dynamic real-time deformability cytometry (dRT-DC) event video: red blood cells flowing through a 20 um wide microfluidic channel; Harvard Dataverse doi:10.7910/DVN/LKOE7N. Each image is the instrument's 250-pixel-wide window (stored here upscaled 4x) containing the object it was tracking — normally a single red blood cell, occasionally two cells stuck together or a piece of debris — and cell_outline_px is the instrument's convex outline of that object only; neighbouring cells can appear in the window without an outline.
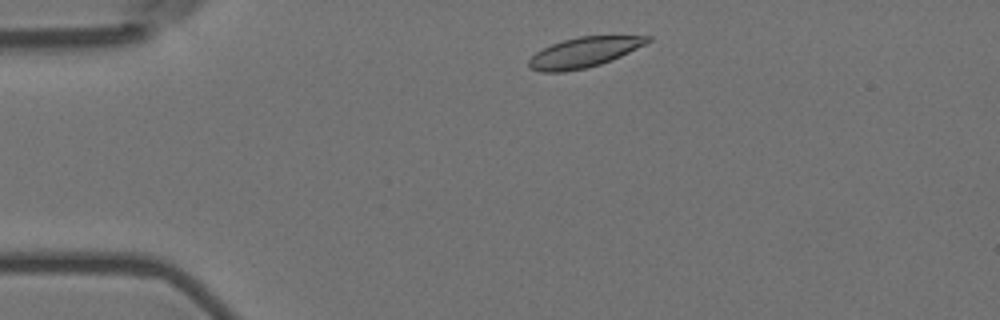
{"species": "Egyptian fruit bat (a non-hibernating species)", "species_latin": "Rousettus aegyptiacus", "temperature_condition": "room temperature", "stored_images_in_passage": 48, "camera_frame_rate_fps": 3000, "um_per_image_px": 0.085, "animal": {"sex": "female"}, "frame": {"image": 1, "passage_image": 3, "time_ms": 0.667, "image_size_px": [1000, 320], "cell_outline_px": [[652, 40], [612, 60], [588, 68], [564, 72], [540, 72], [528, 68], [528, 60], [536, 52], [552, 44], [564, 40], [580, 36], [652, 36]], "centroid_in_image_um": [49.59, 4.47], "position_along_channel_um": 35.4, "area_um2": 20.69}}
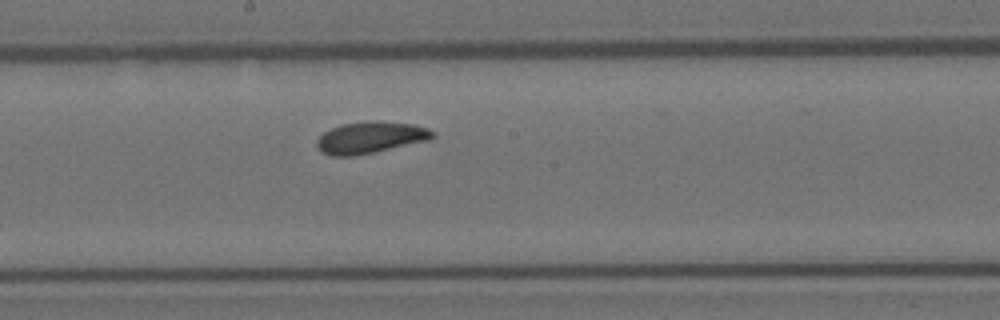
{"frame": {"image": 2, "passage_image": 22, "time_ms": 7.0, "image_size_px": [1000, 320], "cell_outline_px": [[436, 136], [428, 140], [372, 152], [352, 156], [332, 156], [320, 152], [316, 148], [316, 140], [324, 132], [340, 124], [368, 120], [376, 120], [412, 124], [428, 128], [436, 132]], "centroid_in_image_um": [31.46, 11.67], "position_along_channel_um": 216.7, "area_um2": 21.44}}
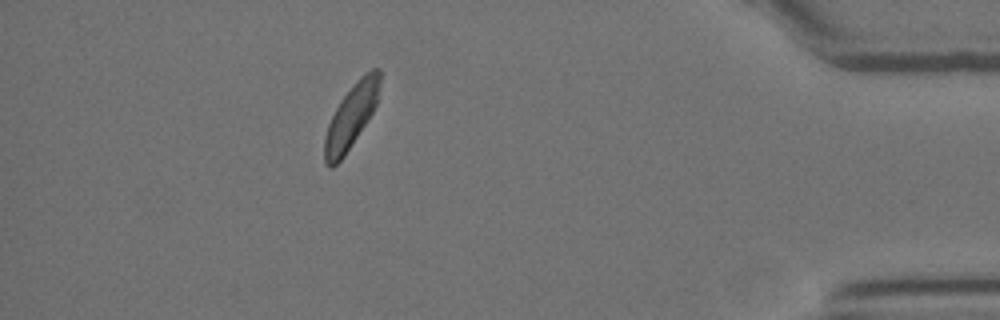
{"frame": {"image": 3, "passage_image": 42, "time_ms": 13.667, "image_size_px": [1000, 320], "cell_outline_px": [[380, 84], [376, 104], [368, 120], [344, 156], [332, 168], [328, 168], [324, 164], [324, 136], [328, 124], [340, 100], [356, 80], [364, 72], [372, 68], [380, 68]], "centroid_in_image_um": [29.83, 9.89], "position_along_channel_um": 405.4, "area_um2": 20.58}, "authors_computed_cell_mechanics": {"area_um2": 20.9814, "velocity_mm_per_s": 3.5473, "shape_relaxation_time_tau1_ms": 5.1501, "shape_relaxation_time_tau2_ms": 3.5237, "deformation_change_tau1": 0.1178, "deformation_change_tau2": 0.0782}}